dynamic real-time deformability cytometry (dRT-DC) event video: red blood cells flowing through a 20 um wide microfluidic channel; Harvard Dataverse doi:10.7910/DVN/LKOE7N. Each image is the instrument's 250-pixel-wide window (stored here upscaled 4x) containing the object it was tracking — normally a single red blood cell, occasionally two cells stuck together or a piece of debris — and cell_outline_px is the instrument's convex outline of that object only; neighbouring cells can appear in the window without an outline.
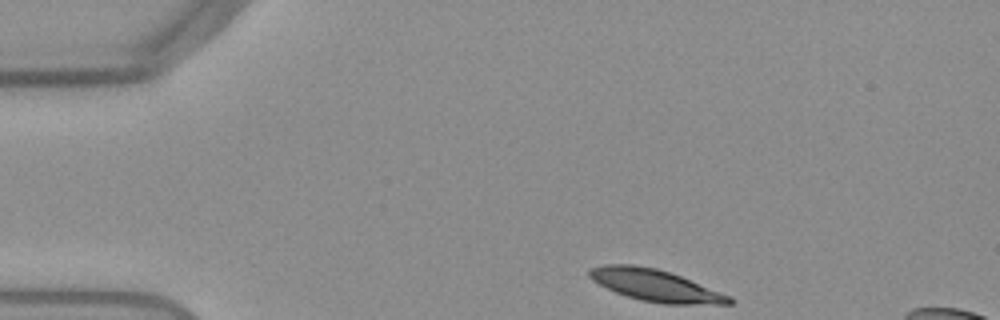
{"species": "Egyptian fruit bat (a non-hibernating species)", "species_latin": "Rousettus aegyptiacus", "temperature_condition": "warm", "stored_images_in_passage": 37, "camera_frame_rate_fps": 3000, "um_per_image_px": 0.085, "frame": {"image": 1, "passage_image": 1, "time_ms": 0.0, "image_size_px": [1000, 320], "cell_outline_px": [[732, 304], [664, 304], [640, 300], [616, 292], [592, 280], [588, 276], [588, 268], [604, 264], [632, 264], [656, 268], [680, 276], [732, 296]], "centroid_in_image_um": [55.69, 24.25], "position_along_channel_um": 29.3, "area_um2": 25.78}}
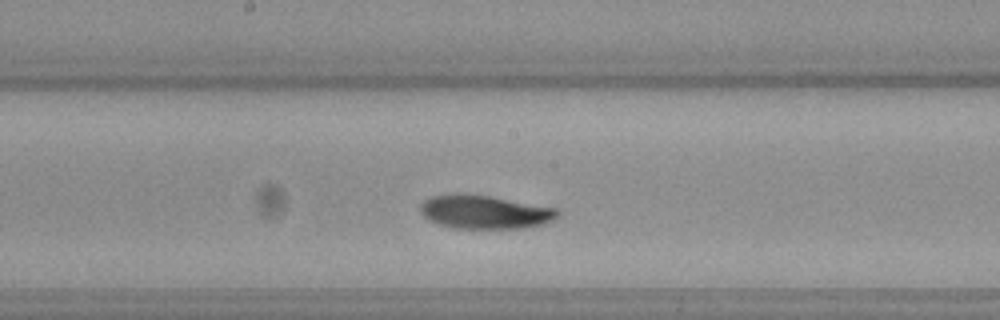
{"frame": {"image": 2, "passage_image": 20, "time_ms": 6.333, "image_size_px": [1000, 320], "cell_outline_px": [[560, 216], [544, 224], [524, 228], [456, 228], [440, 224], [428, 220], [420, 212], [420, 204], [428, 196], [452, 192], [456, 192], [492, 196], [560, 208]], "centroid_in_image_um": [41.21, 17.99], "position_along_channel_um": 207.0, "area_um2": 27.51}}
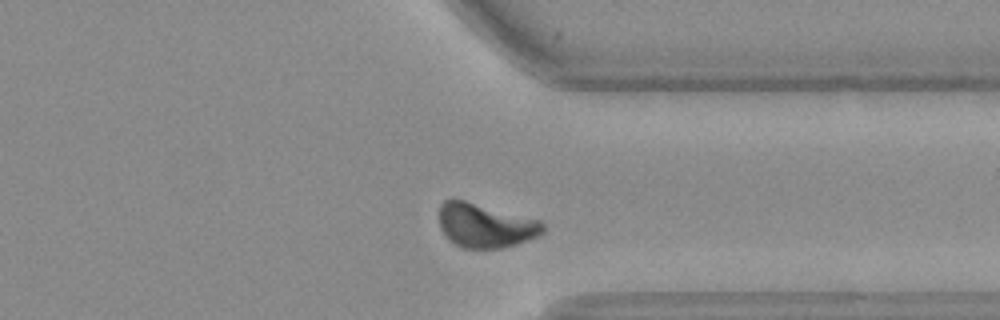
{"frame": {"image": 3, "passage_image": 33, "time_ms": 10.667, "image_size_px": [1000, 320], "cell_outline_px": [[544, 232], [536, 236], [516, 244], [500, 248], [464, 248], [456, 244], [440, 228], [440, 204], [444, 200], [452, 196], [540, 220], [544, 224]], "centroid_in_image_um": [41.24, 19.12], "position_along_channel_um": 370.2, "area_um2": 26.7}, "authors_computed_cell_mechanics": {"area_um2": 26.6458, "velocity_mm_per_s": 3.7974, "shape_relaxation_time_tau1_ms": 6.1686, "shape_relaxation_time_tau2_ms": 3.9247, "deformation_change_tau1": 0.1955, "deformation_change_tau2": 0.0768}}